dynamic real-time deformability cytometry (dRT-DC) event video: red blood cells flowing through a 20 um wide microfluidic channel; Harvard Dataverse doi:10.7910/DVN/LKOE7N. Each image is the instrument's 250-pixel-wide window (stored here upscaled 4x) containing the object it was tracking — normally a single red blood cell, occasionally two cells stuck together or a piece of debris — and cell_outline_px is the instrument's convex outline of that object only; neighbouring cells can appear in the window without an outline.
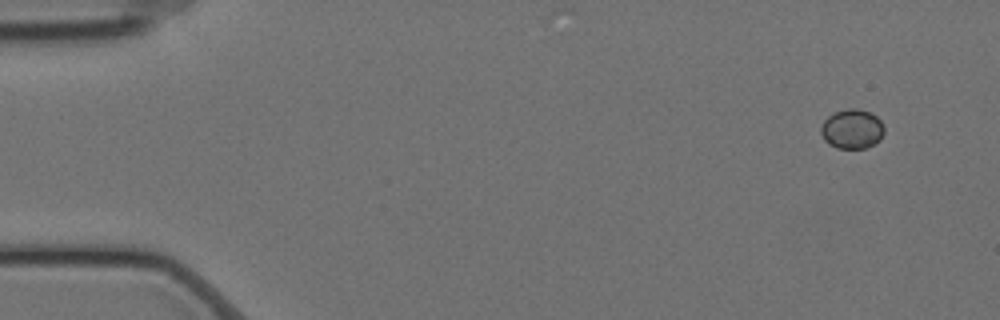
{"species": "Egyptian fruit bat (a non-hibernating species)", "species_latin": "Rousettus aegyptiacus", "temperature_condition": "cold", "stored_images_in_passage": 11, "camera_frame_rate_fps": 3000, "um_per_image_px": 0.085, "animal": {"sex": "female"}, "frame": {"image": 1, "passage_image": 1, "time_ms": 0.0, "image_size_px": [1000, 320], "cell_outline_px": [[884, 132], [880, 140], [864, 148], [836, 148], [828, 144], [824, 140], [820, 132], [820, 128], [824, 120], [832, 112], [848, 108], [856, 108], [868, 112], [876, 116], [880, 120], [884, 128]], "centroid_in_image_um": [72.39, 10.96], "position_along_channel_um": 12.6, "area_um2": 14.62}}